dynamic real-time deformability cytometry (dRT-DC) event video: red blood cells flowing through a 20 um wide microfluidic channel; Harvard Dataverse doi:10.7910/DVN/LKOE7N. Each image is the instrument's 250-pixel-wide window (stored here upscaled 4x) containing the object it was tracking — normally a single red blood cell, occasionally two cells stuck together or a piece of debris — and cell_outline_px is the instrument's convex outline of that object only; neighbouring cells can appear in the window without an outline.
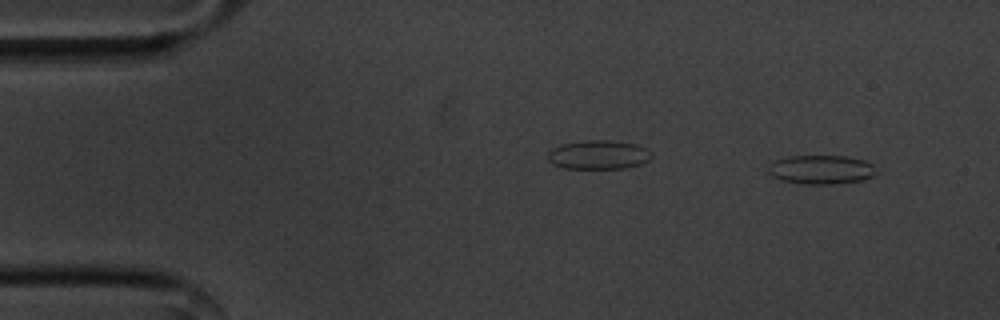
{"species": "common noctule bat (a hibernating species)", "species_latin": "Nyctalus noctula", "temperature_condition": "cold", "stored_images_in_passage": 12, "camera_frame_rate_fps": 3000, "um_per_image_px": 0.085, "animal": {"sex": "male", "body_mass_g": 20.1, "forearm_length_mm": 53.5}, "frame": {"image": 1, "passage_image": 4, "time_ms": 1.0, "image_size_px": [1000, 320], "cell_outline_px": [[872, 176], [864, 180], [836, 184], [804, 184], [780, 180], [772, 176], [768, 172], [768, 168], [776, 160], [788, 156], [848, 156], [864, 160], [872, 164]], "centroid_in_image_um": [69.77, 14.42], "position_along_channel_um": 15.2, "area_um2": 18.09}}